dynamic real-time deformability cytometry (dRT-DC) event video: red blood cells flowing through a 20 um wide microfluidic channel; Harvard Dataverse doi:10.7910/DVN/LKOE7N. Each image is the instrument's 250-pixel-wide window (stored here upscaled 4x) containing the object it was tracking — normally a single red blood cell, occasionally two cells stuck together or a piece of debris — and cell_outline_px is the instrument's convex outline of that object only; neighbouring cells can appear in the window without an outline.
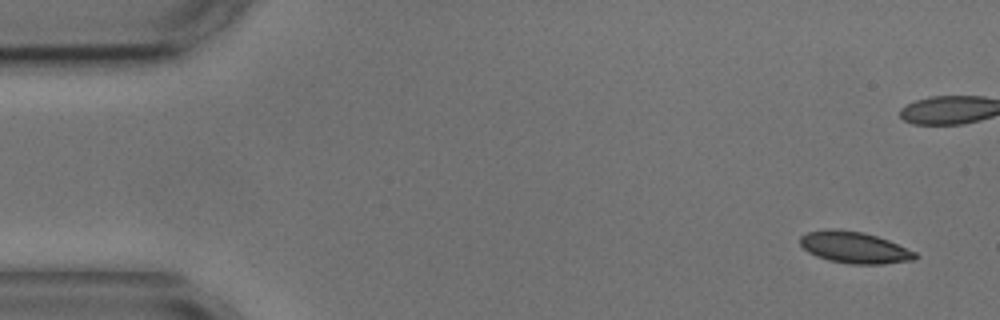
{"species": "common noctule bat (a hibernating species)", "species_latin": "Nyctalus noctula", "temperature_condition": "cold", "stored_images_in_passage": 2, "camera_frame_rate_fps": 3000, "um_per_image_px": 0.085, "animal": {"sex": "male", "body_mass_g": 17.9, "forearm_length_mm": 54.2}, "frame": {"image": 1, "passage_image": 1, "time_ms": 0.0, "image_size_px": [1000, 320], "cell_outline_px": [[920, 256], [916, 260], [884, 264], [848, 264], [828, 260], [816, 256], [808, 252], [800, 244], [800, 236], [808, 232], [836, 228], [864, 232], [888, 240], [916, 252]], "centroid_in_image_um": [72.65, 21.04], "position_along_channel_um": 12.3, "area_um2": 21.33}}